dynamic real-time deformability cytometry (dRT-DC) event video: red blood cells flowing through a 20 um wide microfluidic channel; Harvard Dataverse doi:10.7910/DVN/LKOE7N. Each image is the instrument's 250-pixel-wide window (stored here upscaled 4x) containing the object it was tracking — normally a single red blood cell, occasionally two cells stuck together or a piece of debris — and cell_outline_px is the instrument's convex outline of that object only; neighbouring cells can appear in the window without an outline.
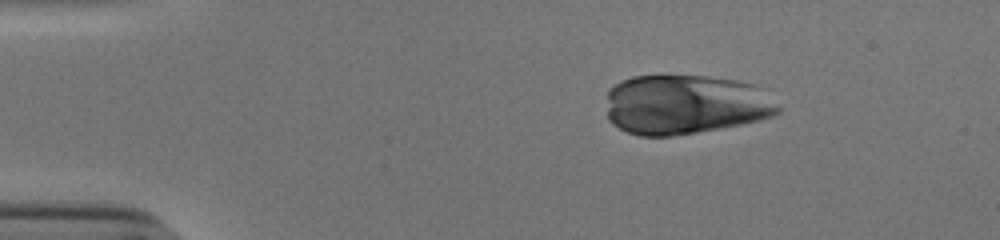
{"species": "human", "species_latin": "Homo sapiens", "temperature_condition": "cold", "stored_images_in_passage": 43, "camera_frame_rate_fps": 3000, "um_per_image_px": 0.085, "donor": {"sex": "male"}, "frame": {"image": 1, "passage_image": 7, "time_ms": 2.0, "image_size_px": [1000, 240], "cell_outline_px": [[780, 112], [772, 116], [760, 120], [740, 124], [696, 132], [672, 136], [640, 136], [628, 132], [612, 124], [608, 120], [608, 88], [620, 80], [632, 76], [708, 76], [736, 80], [752, 84], [760, 88], [780, 108]], "centroid_in_image_um": [58.21, 8.88], "position_along_channel_um": 26.8, "area_um2": 59.59}}
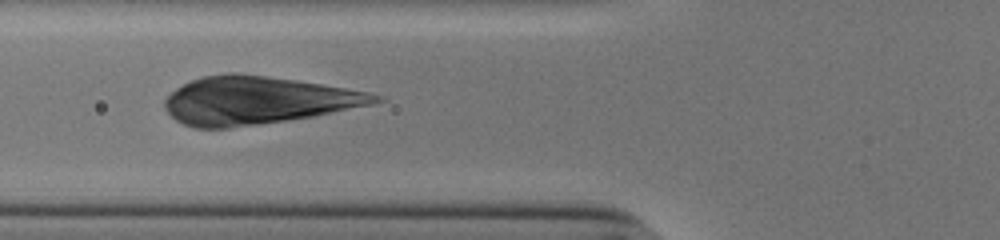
{"frame": {"image": 2, "passage_image": 19, "time_ms": 6.0, "image_size_px": [1000, 240], "cell_outline_px": [[384, 100], [372, 104], [312, 116], [228, 128], [196, 128], [184, 124], [176, 120], [164, 108], [164, 100], [176, 88], [192, 80], [204, 76], [228, 72], [240, 72], [296, 80], [368, 92], [380, 96]], "centroid_in_image_um": [21.82, 8.52], "position_along_channel_um": 104.0, "area_um2": 57.86}}
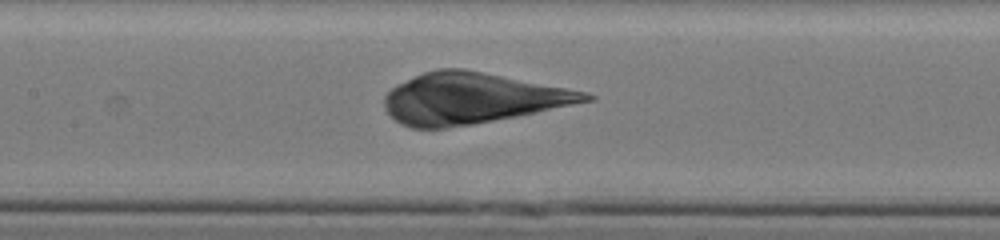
{"frame": {"image": 3, "passage_image": 24, "time_ms": 7.667, "image_size_px": [1000, 240], "cell_outline_px": [[596, 100], [516, 116], [472, 124], [444, 128], [412, 128], [400, 124], [384, 108], [384, 96], [396, 84], [424, 72], [436, 68], [464, 68], [588, 92], [596, 96]], "centroid_in_image_um": [40.12, 8.35], "position_along_channel_um": 167.3, "area_um2": 59.48}}